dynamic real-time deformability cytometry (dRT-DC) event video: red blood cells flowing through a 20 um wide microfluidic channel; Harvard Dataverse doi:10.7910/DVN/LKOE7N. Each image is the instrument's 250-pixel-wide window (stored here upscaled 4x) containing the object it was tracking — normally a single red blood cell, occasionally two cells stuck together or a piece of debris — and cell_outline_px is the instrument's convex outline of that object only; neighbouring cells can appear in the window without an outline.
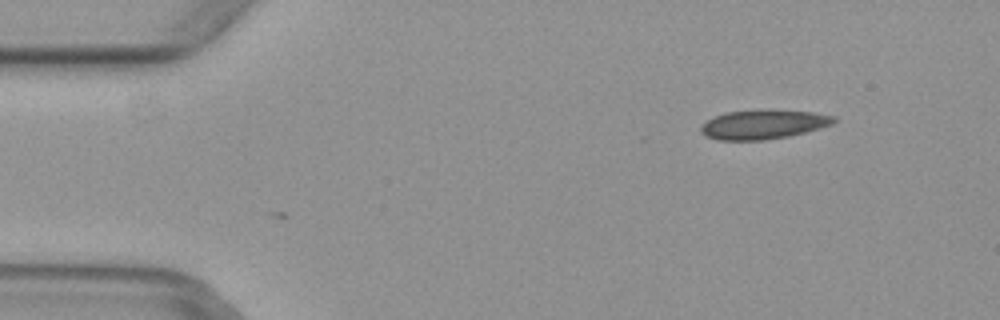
{"species": "common noctule bat (a hibernating species)", "species_latin": "Nyctalus noctula", "temperature_condition": "warm", "stored_images_in_passage": 4, "camera_frame_rate_fps": 3000, "um_per_image_px": 0.085, "animal": {"sex": "female", "body_mass_g": 29.2, "forearm_length_mm": 56.3}, "frame": {"image": 1, "passage_image": 1, "time_ms": 0.0, "image_size_px": [1000, 320], "cell_outline_px": [[836, 120], [832, 124], [820, 128], [788, 136], [764, 140], [716, 140], [700, 132], [700, 124], [704, 120], [728, 112], [812, 112], [836, 116]], "centroid_in_image_um": [64.83, 10.62], "position_along_channel_um": 20.2, "area_um2": 21.79}}